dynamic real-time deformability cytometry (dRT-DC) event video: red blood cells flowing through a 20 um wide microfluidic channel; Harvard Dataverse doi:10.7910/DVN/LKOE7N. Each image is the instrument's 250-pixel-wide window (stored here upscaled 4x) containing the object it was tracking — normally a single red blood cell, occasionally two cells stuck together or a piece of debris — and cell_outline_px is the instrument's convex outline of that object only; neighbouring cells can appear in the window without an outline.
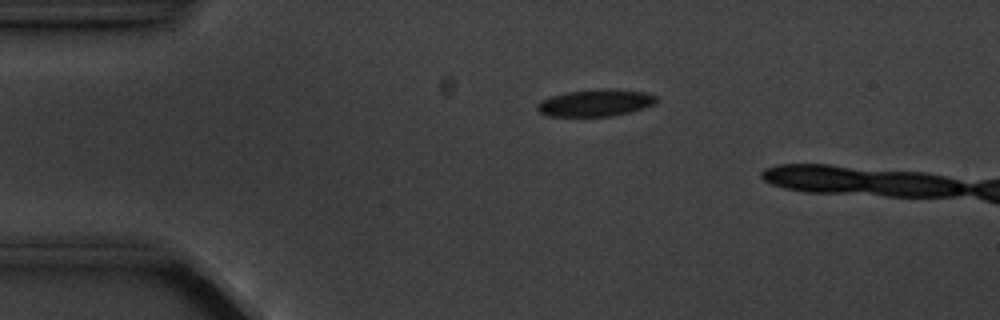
{"species": "common noctule bat (a hibernating species)", "species_latin": "Nyctalus noctula", "temperature_condition": "cold", "stored_images_in_passage": 5, "camera_frame_rate_fps": 3000, "um_per_image_px": 0.085, "animal": {"sex": "male", "body_mass_g": 20.1, "forearm_length_mm": 53.5}, "frame": {"image": 1, "passage_image": 3, "time_ms": 2.333, "image_size_px": [1000, 320], "cell_outline_px": [[656, 104], [628, 112], [612, 116], [548, 116], [540, 112], [536, 108], [536, 104], [552, 96], [568, 92], [596, 88], [612, 88], [644, 92], [656, 96]], "centroid_in_image_um": [50.63, 8.73], "position_along_channel_um": 34.4, "area_um2": 18.67}}